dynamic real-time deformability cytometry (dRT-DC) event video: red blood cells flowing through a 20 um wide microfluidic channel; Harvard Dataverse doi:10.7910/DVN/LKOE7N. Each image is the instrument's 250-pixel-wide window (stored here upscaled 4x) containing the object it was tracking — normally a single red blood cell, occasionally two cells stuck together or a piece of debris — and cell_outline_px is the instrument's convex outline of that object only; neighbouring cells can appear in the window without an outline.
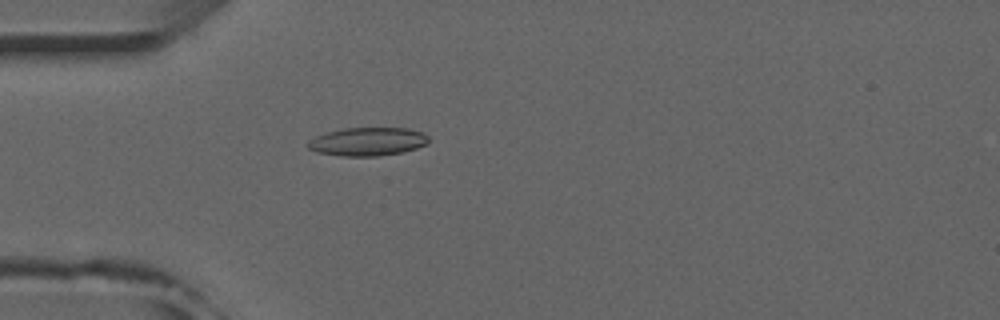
{"species": "common noctule bat (a hibernating species)", "species_latin": "Nyctalus noctula", "temperature_condition": "room temperature", "stored_images_in_passage": 33, "camera_frame_rate_fps": 3000, "um_per_image_px": 0.085, "animal": {"sex": "male", "forearm_length_mm": 52.5}, "frame": {"image": 1, "passage_image": 10, "time_ms": 3.0, "image_size_px": [1000, 320], "cell_outline_px": [[428, 144], [416, 148], [400, 152], [376, 156], [340, 156], [316, 152], [308, 148], [308, 140], [316, 136], [328, 132], [344, 128], [408, 128], [424, 132], [428, 136]], "centroid_in_image_um": [31.25, 12.03], "position_along_channel_um": 53.7, "area_um2": 19.94}}
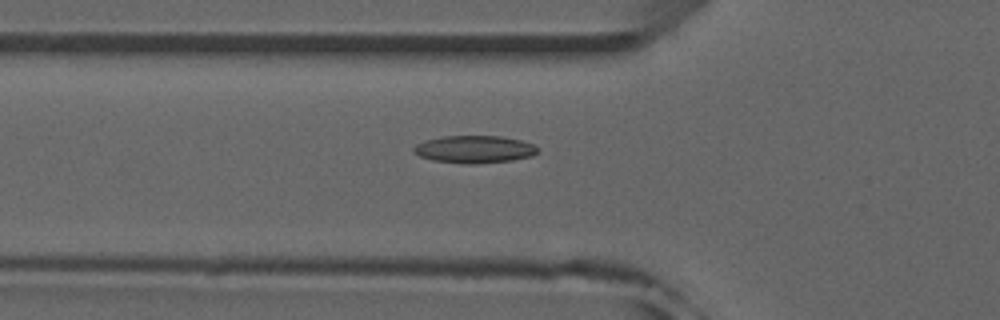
{"frame": {"image": 2, "passage_image": 13, "time_ms": 4.0, "image_size_px": [1000, 320], "cell_outline_px": [[540, 148], [532, 156], [512, 160], [476, 164], [468, 164], [432, 160], [420, 156], [412, 152], [412, 148], [416, 144], [424, 140], [444, 136], [500, 136], [520, 140], [532, 144]], "centroid_in_image_um": [40.29, 12.69], "position_along_channel_um": 85.5, "area_um2": 19.88}}
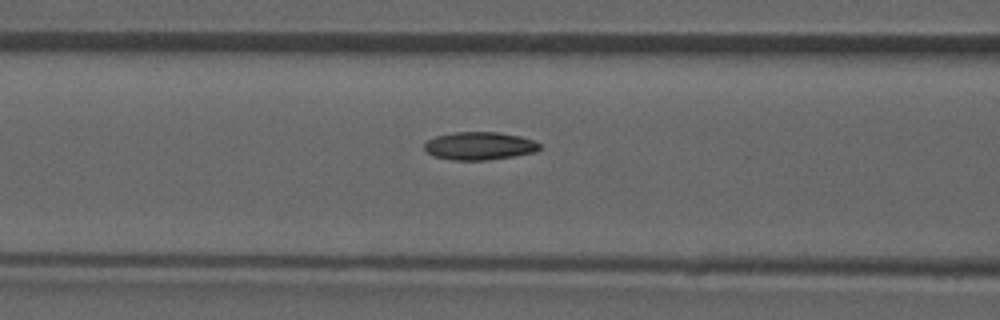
{"frame": {"image": 3, "passage_image": 16, "time_ms": 5.0, "image_size_px": [1000, 320], "cell_outline_px": [[540, 148], [536, 152], [488, 160], [452, 160], [432, 156], [424, 148], [424, 144], [428, 140], [436, 136], [452, 132], [500, 132], [520, 136], [532, 140], [540, 144]], "centroid_in_image_um": [40.74, 12.4], "position_along_channel_um": 125.9, "area_um2": 18.79}}